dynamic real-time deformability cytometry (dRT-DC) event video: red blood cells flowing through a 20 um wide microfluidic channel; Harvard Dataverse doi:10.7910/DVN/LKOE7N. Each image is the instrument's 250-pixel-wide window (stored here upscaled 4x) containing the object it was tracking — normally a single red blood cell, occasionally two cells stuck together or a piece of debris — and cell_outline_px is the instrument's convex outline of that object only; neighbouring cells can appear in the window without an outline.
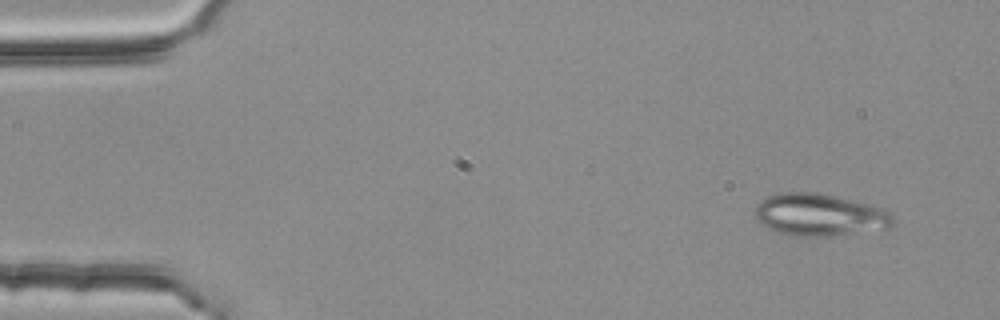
{"species": "common noctule bat (a hibernating species)", "species_latin": "Nyctalus noctula", "temperature_condition": "room temperature", "stored_images_in_passage": 4, "camera_frame_rate_fps": 3000, "um_per_image_px": 0.085, "animal": {"sex": "female", "body_mass_g": 25.1}, "frame": {"image": 1, "passage_image": 1, "time_ms": 0.0, "image_size_px": [1000, 320], "cell_outline_px": [[892, 224], [888, 228], [828, 236], [800, 236], [780, 232], [768, 228], [756, 220], [756, 208], [760, 200], [768, 196], [780, 192], [816, 192], [868, 204], [880, 208], [888, 212], [892, 216]], "centroid_in_image_um": [69.62, 18.25], "position_along_channel_um": 15.4, "area_um2": 33.35}}